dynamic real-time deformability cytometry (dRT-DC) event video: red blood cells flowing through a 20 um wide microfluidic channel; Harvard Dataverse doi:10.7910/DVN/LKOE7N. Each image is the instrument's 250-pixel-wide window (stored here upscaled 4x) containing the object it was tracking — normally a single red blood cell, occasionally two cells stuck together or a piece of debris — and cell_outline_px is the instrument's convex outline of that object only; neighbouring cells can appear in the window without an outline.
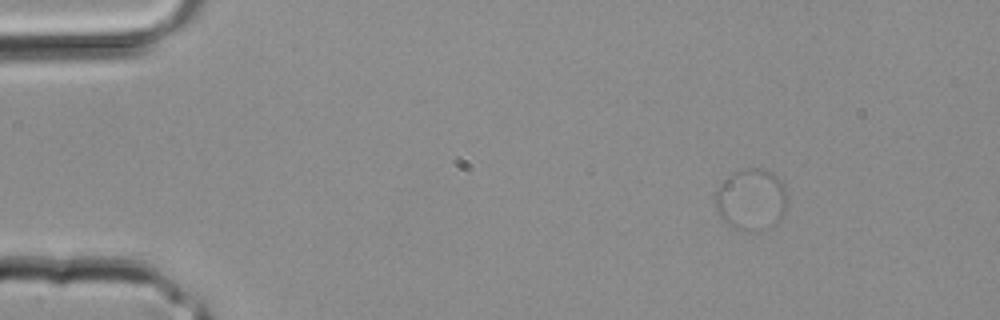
{"species": "common noctule bat (a hibernating species)", "species_latin": "Nyctalus noctula", "temperature_condition": "room temperature", "stored_images_in_passage": 1, "camera_frame_rate_fps": 3000, "um_per_image_px": 0.085, "animal": {"sex": "male", "body_mass_g": 20.4}, "frame": {"image": 1, "passage_image": 1, "time_ms": 0.0, "image_size_px": [1000, 320], "cell_outline_px": [[788, 204], [784, 216], [776, 224], [764, 228], [736, 228], [724, 220], [720, 216], [716, 208], [716, 188], [732, 172], [740, 168], [760, 168], [772, 172], [784, 184], [788, 200]], "centroid_in_image_um": [63.89, 16.89], "position_along_channel_um": 21.1, "area_um2": 25.72}}